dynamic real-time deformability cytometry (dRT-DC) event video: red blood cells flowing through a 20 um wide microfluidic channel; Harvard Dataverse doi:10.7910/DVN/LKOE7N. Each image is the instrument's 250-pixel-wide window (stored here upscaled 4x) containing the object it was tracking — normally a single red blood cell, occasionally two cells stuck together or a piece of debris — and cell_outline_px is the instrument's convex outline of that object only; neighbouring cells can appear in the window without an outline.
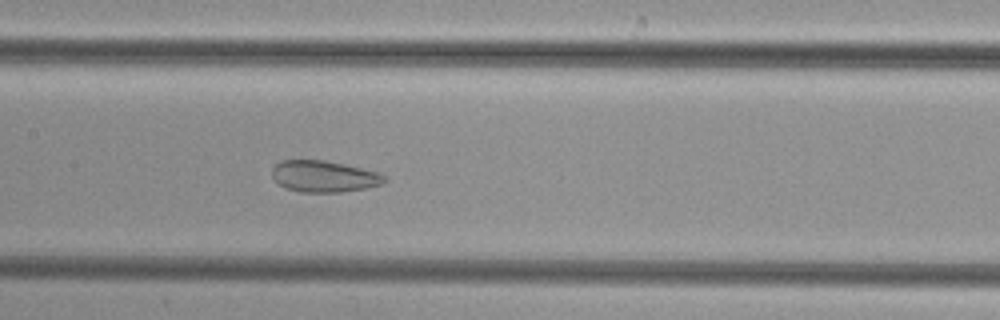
{"species": "common noctule bat (a hibernating species)", "species_latin": "Nyctalus noctula", "temperature_condition": "cold", "stored_images_in_passage": 50, "camera_frame_rate_fps": 3000, "um_per_image_px": 0.085, "animal": {"sex": "female", "body_mass_g": 29.2, "forearm_length_mm": 56.3}, "frame": {"image": 1, "passage_image": 24, "time_ms": 7.667, "image_size_px": [1000, 320], "cell_outline_px": [[388, 180], [384, 184], [364, 188], [340, 192], [300, 192], [284, 188], [276, 184], [272, 176], [272, 168], [280, 160], [324, 160], [344, 164], [380, 172], [388, 176]], "centroid_in_image_um": [27.55, 14.99], "position_along_channel_um": 179.9, "area_um2": 20.98}}
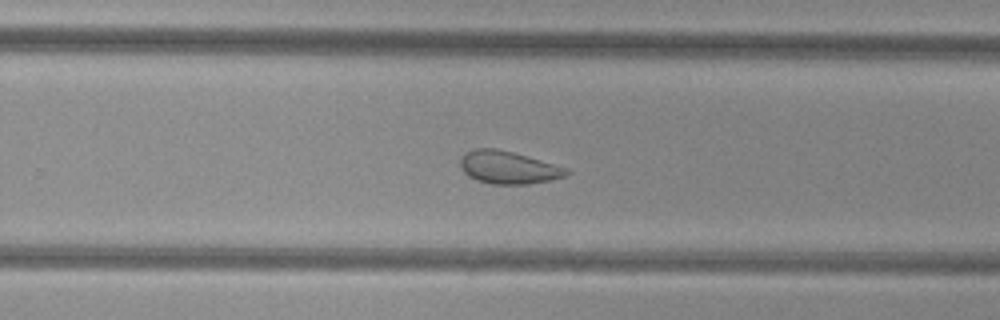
{"frame": {"image": 2, "passage_image": 32, "time_ms": 10.333, "image_size_px": [1000, 320], "cell_outline_px": [[572, 172], [564, 176], [548, 180], [528, 184], [492, 184], [476, 180], [468, 176], [460, 168], [460, 160], [464, 152], [472, 148], [496, 148], [512, 152], [568, 168]], "centroid_in_image_um": [43.16, 14.23], "position_along_channel_um": 286.6, "area_um2": 20.23}}
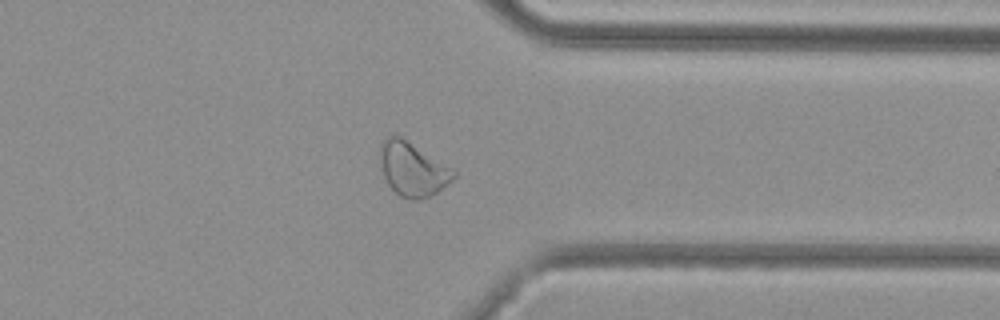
{"frame": {"image": 3, "passage_image": 39, "time_ms": 12.667, "image_size_px": [1000, 320], "cell_outline_px": [[456, 176], [452, 180], [436, 192], [420, 200], [412, 200], [400, 196], [388, 184], [384, 176], [380, 160], [380, 144], [388, 136], [400, 136], [456, 172]], "centroid_in_image_um": [35.04, 14.4], "position_along_channel_um": 376.4, "area_um2": 22.37}}